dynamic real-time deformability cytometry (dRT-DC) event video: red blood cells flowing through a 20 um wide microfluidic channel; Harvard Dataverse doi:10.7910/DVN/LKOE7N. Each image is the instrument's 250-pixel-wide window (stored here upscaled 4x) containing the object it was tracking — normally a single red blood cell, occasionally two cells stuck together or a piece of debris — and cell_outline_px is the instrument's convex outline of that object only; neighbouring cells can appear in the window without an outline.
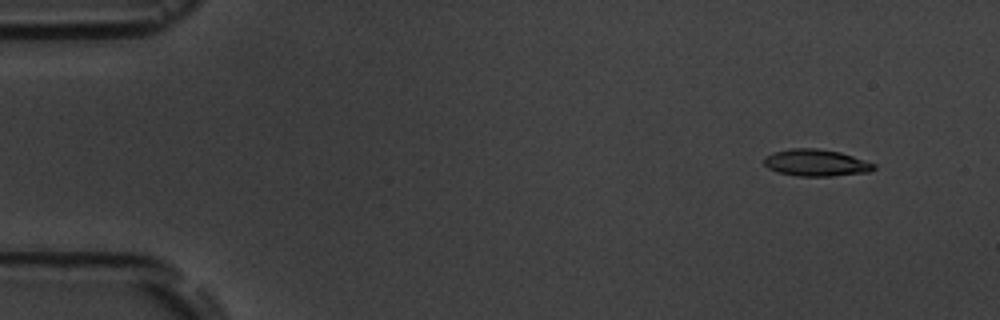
{"species": "common noctule bat (a hibernating species)", "species_latin": "Nyctalus noctula", "temperature_condition": "room temperature", "stored_images_in_passage": 6, "camera_frame_rate_fps": 3000, "um_per_image_px": 0.085, "animal": {"sex": "male", "body_mass_g": 19.5, "forearm_length_mm": 54.6}, "frame": {"image": 1, "passage_image": 1, "time_ms": 0.0, "image_size_px": [1000, 320], "cell_outline_px": [[876, 168], [868, 172], [832, 176], [796, 176], [776, 172], [768, 168], [764, 164], [764, 156], [776, 152], [792, 148], [816, 148], [840, 152], [876, 164]], "centroid_in_image_um": [69.35, 13.84], "position_along_channel_um": 15.7, "area_um2": 17.17}}
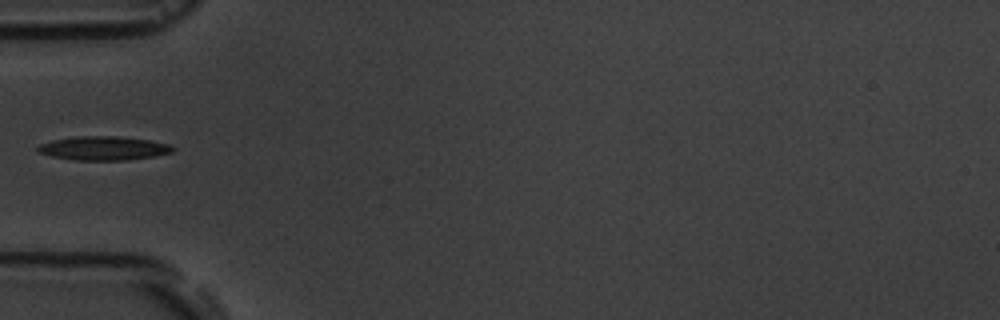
{"frame": {"image": 2, "passage_image": 5, "time_ms": 4.667, "image_size_px": [1000, 320], "cell_outline_px": [[176, 148], [172, 152], [156, 156], [128, 160], [76, 160], [52, 156], [36, 152], [36, 148], [40, 144], [52, 140], [72, 136], [120, 136], [148, 140], [168, 144]], "centroid_in_image_um": [8.78, 12.6], "position_along_channel_um": 76.2, "area_um2": 18.9}}
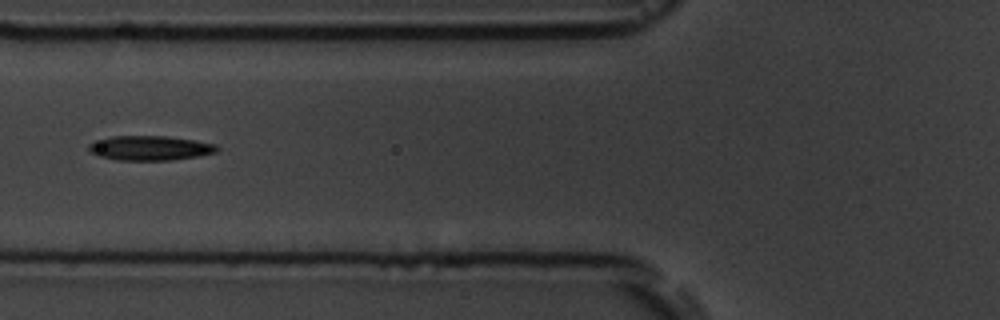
{"frame": {"image": 3, "passage_image": 6, "time_ms": 5.667, "image_size_px": [1000, 320], "cell_outline_px": [[220, 148], [216, 152], [200, 156], [172, 160], [116, 160], [96, 156], [88, 148], [88, 144], [112, 136], [164, 136], [192, 140], [216, 144]], "centroid_in_image_um": [12.76, 12.59], "position_along_channel_um": 113.0, "area_um2": 18.32}}